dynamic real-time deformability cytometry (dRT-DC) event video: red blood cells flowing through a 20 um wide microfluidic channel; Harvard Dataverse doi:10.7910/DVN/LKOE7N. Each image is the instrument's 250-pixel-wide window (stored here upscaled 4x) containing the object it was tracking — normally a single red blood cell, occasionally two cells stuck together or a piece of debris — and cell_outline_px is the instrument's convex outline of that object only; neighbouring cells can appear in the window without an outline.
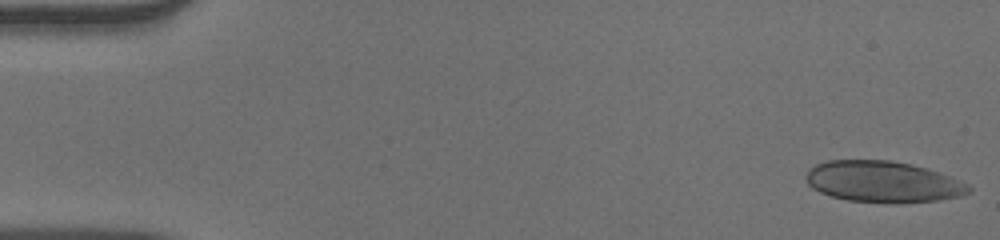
{"species": "human", "species_latin": "Homo sapiens", "temperature_condition": "warm", "stored_images_in_passage": 51, "camera_frame_rate_fps": 3000, "um_per_image_px": 0.085, "donor": {"sex": "male"}, "frame": {"image": 1, "passage_image": 1, "time_ms": 0.0, "image_size_px": [1000, 240], "cell_outline_px": [[972, 188], [968, 192], [960, 196], [936, 200], [896, 204], [848, 200], [832, 196], [820, 192], [812, 188], [808, 184], [808, 168], [816, 164], [828, 160], [888, 160], [908, 164], [924, 168], [948, 176], [968, 184]], "centroid_in_image_um": [75.02, 15.46], "position_along_channel_um": 10.0, "area_um2": 38.73}}
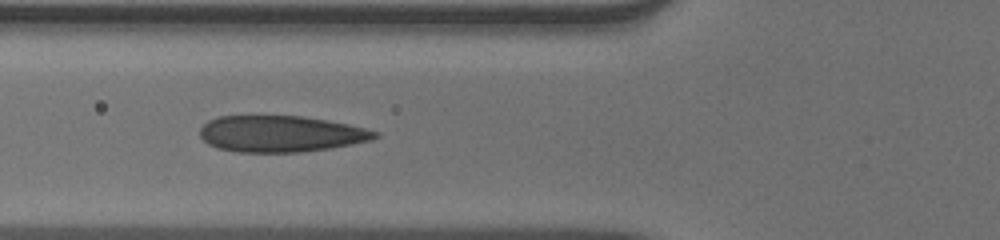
{"frame": {"image": 2, "passage_image": 19, "time_ms": 6.0, "image_size_px": [1000, 240], "cell_outline_px": [[380, 136], [372, 140], [332, 148], [300, 152], [236, 152], [216, 148], [208, 144], [200, 136], [200, 128], [208, 120], [216, 116], [304, 116], [328, 120], [348, 124], [380, 132]], "centroid_in_image_um": [23.87, 11.37], "position_along_channel_um": 101.9, "area_um2": 37.34}}
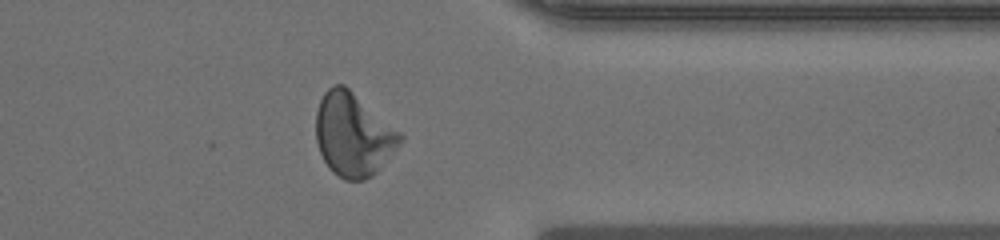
{"frame": {"image": 3, "passage_image": 41, "time_ms": 13.333, "image_size_px": [1000, 240], "cell_outline_px": [[404, 140], [376, 172], [372, 176], [364, 180], [344, 180], [332, 172], [328, 168], [320, 152], [316, 140], [316, 112], [320, 100], [324, 92], [332, 84], [344, 84], [400, 132], [404, 136]], "centroid_in_image_um": [30.01, 11.45], "position_along_channel_um": 381.4, "area_um2": 40.75}, "authors_computed_cell_mechanics": {"area_um2": 38.5526, "velocity_mm_per_s": 3.9207, "shape_relaxation_time_tau1_ms": 7.6195, "shape_relaxation_time_tau2_ms": 0.8496, "deformation_change_tau1": 0.2207, "deformation_change_tau2": 0.0711}}